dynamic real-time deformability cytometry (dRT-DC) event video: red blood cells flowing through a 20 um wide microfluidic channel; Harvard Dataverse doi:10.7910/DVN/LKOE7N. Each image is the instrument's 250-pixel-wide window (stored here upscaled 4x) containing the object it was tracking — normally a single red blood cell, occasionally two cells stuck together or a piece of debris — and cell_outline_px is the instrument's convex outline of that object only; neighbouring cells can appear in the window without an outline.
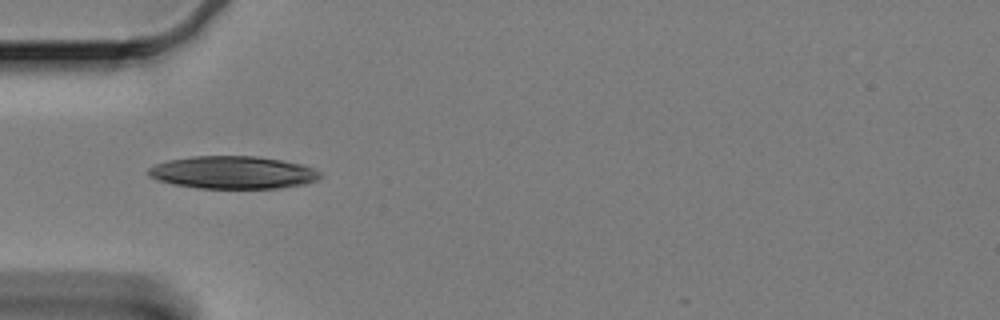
{"species": "Egyptian fruit bat (a non-hibernating species)", "species_latin": "Rousettus aegyptiacus", "temperature_condition": "cold", "stored_images_in_passage": 7, "camera_frame_rate_fps": 3000, "um_per_image_px": 0.085, "animal": {"sex": "female"}, "frame": {"image": 1, "passage_image": 1, "time_ms": 0.0, "image_size_px": [1000, 320], "cell_outline_px": [[320, 176], [316, 180], [304, 184], [276, 188], [196, 188], [172, 184], [156, 180], [148, 176], [148, 168], [156, 164], [168, 160], [192, 156], [256, 156], [280, 160], [300, 164], [312, 168], [320, 172]], "centroid_in_image_um": [19.73, 14.66], "position_along_channel_um": 65.3, "area_um2": 32.6}}